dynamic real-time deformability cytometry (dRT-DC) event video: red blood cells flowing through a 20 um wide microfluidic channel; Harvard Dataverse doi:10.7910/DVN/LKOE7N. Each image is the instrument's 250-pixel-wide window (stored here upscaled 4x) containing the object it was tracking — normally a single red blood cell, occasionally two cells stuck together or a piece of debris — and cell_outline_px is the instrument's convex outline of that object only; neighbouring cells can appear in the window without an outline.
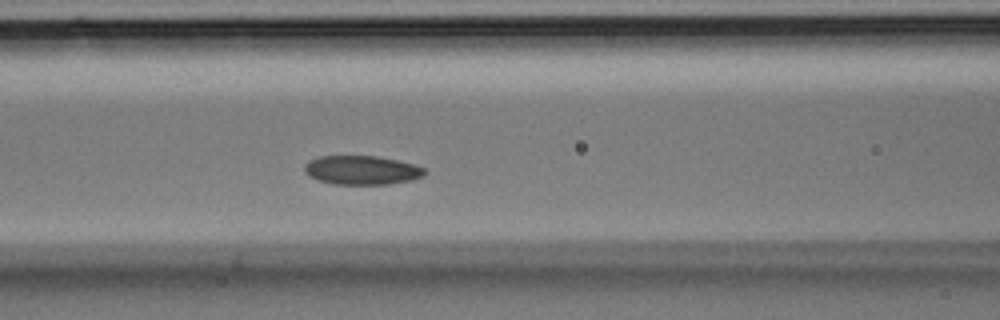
{"species": "Egyptian fruit bat (a non-hibernating species)", "species_latin": "Rousettus aegyptiacus", "temperature_condition": "room temperature", "stored_images_in_passage": 30, "camera_frame_rate_fps": 3000, "um_per_image_px": 0.085, "animal": {"sex": "male"}, "frame": {"image": 1, "passage_image": 8, "time_ms": 2.333, "image_size_px": [1000, 320], "cell_outline_px": [[424, 176], [412, 180], [388, 184], [336, 184], [316, 180], [308, 176], [304, 172], [304, 164], [308, 160], [320, 156], [376, 156], [396, 160], [412, 164], [424, 168]], "centroid_in_image_um": [30.69, 14.46], "position_along_channel_um": 135.9, "area_um2": 20.29}}
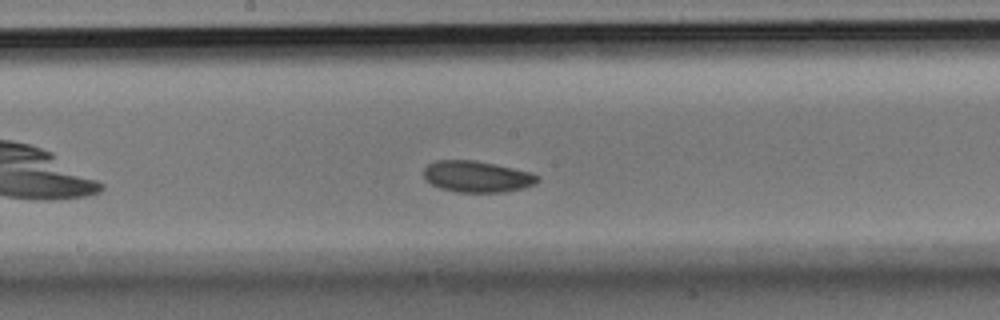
{"frame": {"image": 2, "passage_image": 12, "time_ms": 3.667, "image_size_px": [1000, 320], "cell_outline_px": [[540, 180], [536, 184], [524, 188], [504, 192], [456, 192], [440, 188], [432, 184], [424, 176], [424, 168], [428, 164], [436, 160], [476, 160], [496, 164], [532, 172], [540, 176]], "centroid_in_image_um": [40.6, 15.0], "position_along_channel_um": 207.6, "area_um2": 20.98}}
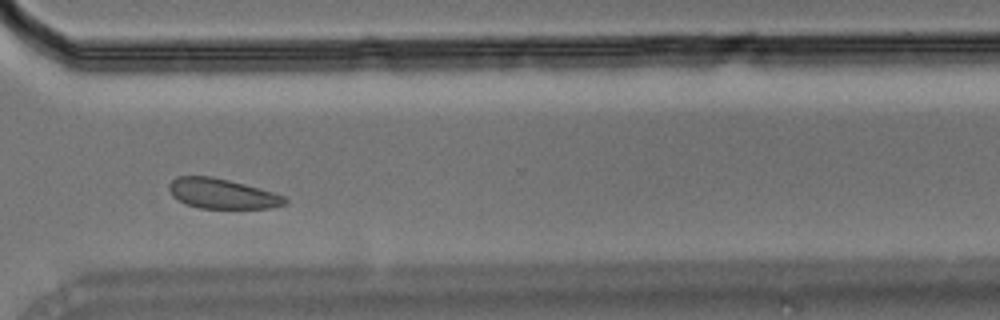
{"frame": {"image": 3, "passage_image": 20, "time_ms": 6.333, "image_size_px": [1000, 320], "cell_outline_px": [[288, 200], [284, 204], [272, 208], [200, 208], [188, 204], [172, 196], [168, 188], [168, 184], [176, 176], [212, 176], [244, 184], [272, 192], [284, 196]], "centroid_in_image_um": [18.85, 16.45], "position_along_channel_um": 351.7, "area_um2": 20.06}}